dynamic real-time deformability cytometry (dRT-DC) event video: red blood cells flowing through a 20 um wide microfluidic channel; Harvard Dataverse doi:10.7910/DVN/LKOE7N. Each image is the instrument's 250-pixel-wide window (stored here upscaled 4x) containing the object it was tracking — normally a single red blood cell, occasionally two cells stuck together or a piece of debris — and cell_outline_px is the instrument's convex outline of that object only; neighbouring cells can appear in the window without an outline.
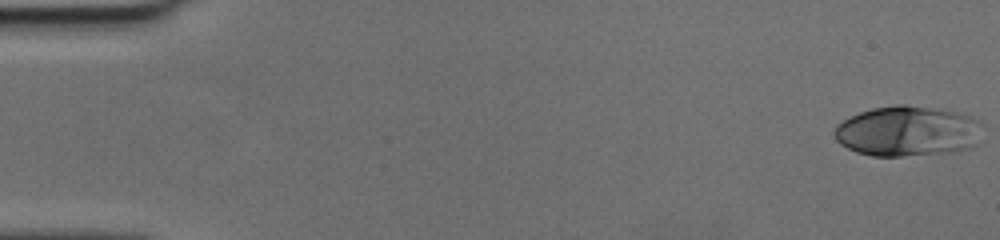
{"species": "human", "species_latin": "Homo sapiens", "temperature_condition": "cold", "stored_images_in_passage": 49, "camera_frame_rate_fps": 3000, "um_per_image_px": 0.085, "donor": {"sex": "female"}, "frame": {"image": 1, "passage_image": 1, "time_ms": 0.0, "image_size_px": [1000, 240], "cell_outline_px": [[984, 124], [972, 148], [952, 152], [900, 156], [872, 156], [856, 152], [840, 144], [836, 140], [836, 128], [844, 120], [860, 112], [872, 108], [896, 104], [904, 104], [932, 108], [956, 112], [968, 116]], "centroid_in_image_um": [77.15, 11.16], "position_along_channel_um": 7.8, "area_um2": 43.12}}
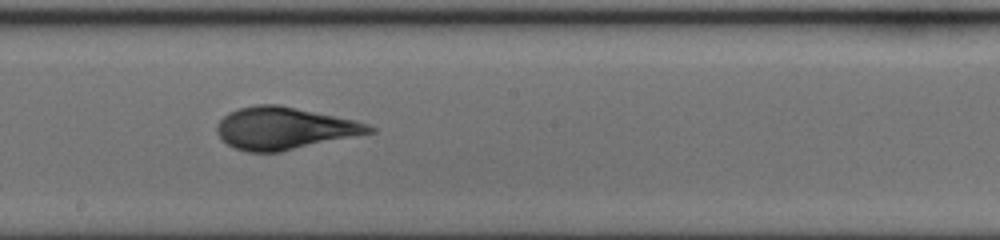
{"frame": {"image": 2, "passage_image": 28, "time_ms": 9.0, "image_size_px": [1000, 240], "cell_outline_px": [[376, 132], [280, 152], [248, 152], [236, 148], [228, 144], [216, 132], [216, 124], [228, 112], [240, 108], [256, 104], [280, 104], [356, 120], [368, 124], [376, 128]], "centroid_in_image_um": [24.19, 10.89], "position_along_channel_um": 224.0, "area_um2": 37.63}}
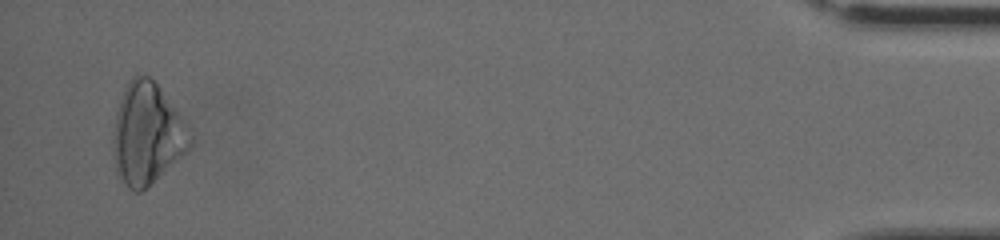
{"frame": {"image": 3, "passage_image": 48, "time_ms": 15.667, "image_size_px": [1000, 240], "cell_outline_px": [[192, 144], [184, 152], [140, 192], [132, 192], [128, 188], [116, 172], [112, 152], [112, 136], [116, 112], [124, 88], [128, 80], [132, 76], [140, 72], [148, 76], [156, 84], [184, 120], [192, 140]], "centroid_in_image_um": [12.43, 11.35], "position_along_channel_um": 422.8, "area_um2": 44.74}}